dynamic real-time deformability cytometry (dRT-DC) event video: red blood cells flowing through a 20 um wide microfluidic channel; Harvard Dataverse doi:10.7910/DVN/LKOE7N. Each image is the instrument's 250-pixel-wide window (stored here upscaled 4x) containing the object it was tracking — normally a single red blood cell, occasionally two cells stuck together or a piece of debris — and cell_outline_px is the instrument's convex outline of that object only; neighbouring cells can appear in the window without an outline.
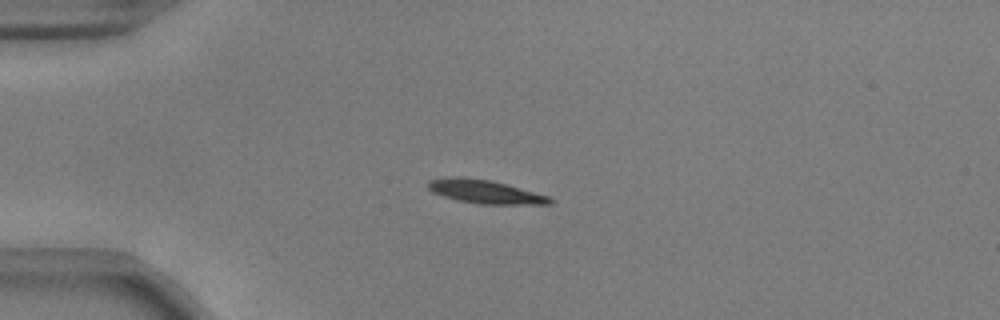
{"species": "common noctule bat (a hibernating species)", "species_latin": "Nyctalus noctula", "temperature_condition": "warm", "stored_images_in_passage": 14, "camera_frame_rate_fps": 3000, "um_per_image_px": 0.085, "animal": {"sex": "male", "body_mass_g": 17.9, "forearm_length_mm": 54.2}, "frame": {"image": 1, "passage_image": 1, "time_ms": 0.0, "image_size_px": [1000, 320], "cell_outline_px": [[552, 204], [476, 204], [456, 200], [432, 192], [428, 188], [428, 180], [444, 176], [460, 176], [492, 180], [552, 196]], "centroid_in_image_um": [41.23, 16.28], "position_along_channel_um": 43.8, "area_um2": 17.11}}
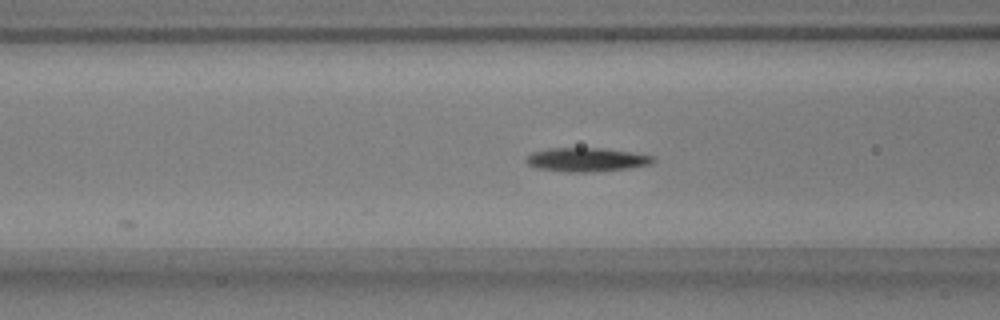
{"frame": {"image": 2, "passage_image": 9, "time_ms": 2.667, "image_size_px": [1000, 320], "cell_outline_px": [[656, 160], [652, 164], [628, 168], [592, 172], [568, 172], [536, 168], [528, 164], [524, 160], [532, 152], [548, 148], [600, 148], [656, 156]], "centroid_in_image_um": [49.85, 13.57], "position_along_channel_um": 116.7, "area_um2": 17.63}}
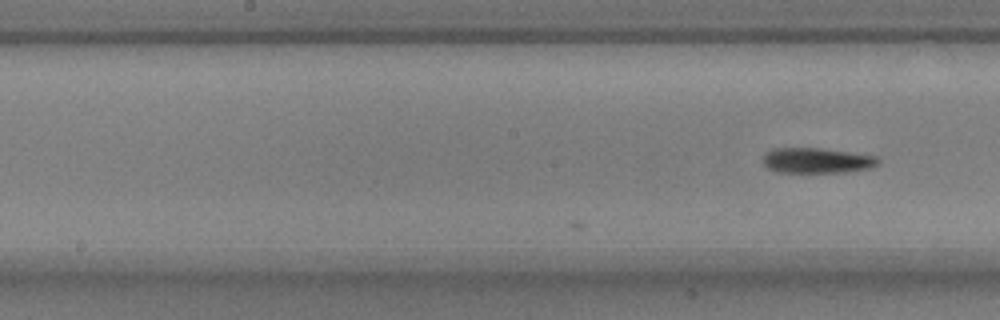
{"frame": {"image": 3, "passage_image": 14, "time_ms": 4.333, "image_size_px": [1000, 320], "cell_outline_px": [[880, 164], [872, 168], [844, 172], [776, 172], [768, 168], [764, 164], [764, 156], [772, 148], [820, 148], [876, 156], [880, 160]], "centroid_in_image_um": [69.47, 13.65], "position_along_channel_um": 178.7, "area_um2": 16.94}}